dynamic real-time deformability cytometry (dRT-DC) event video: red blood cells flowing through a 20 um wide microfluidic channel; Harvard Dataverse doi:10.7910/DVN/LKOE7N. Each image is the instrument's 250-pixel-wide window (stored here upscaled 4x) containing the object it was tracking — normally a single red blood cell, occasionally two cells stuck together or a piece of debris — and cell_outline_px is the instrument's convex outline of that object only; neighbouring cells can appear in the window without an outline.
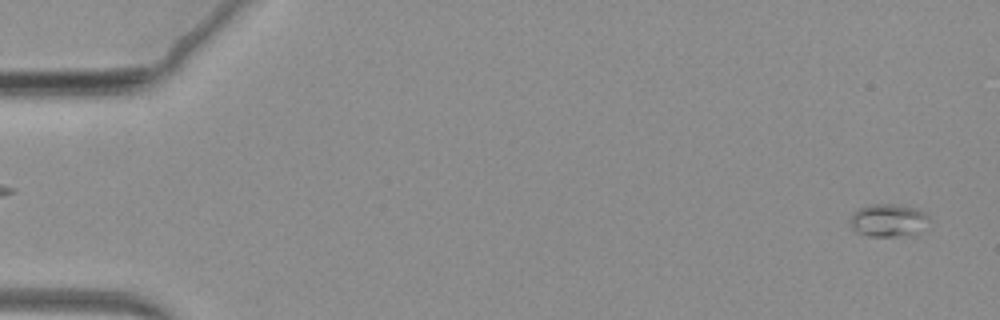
{"species": "common noctule bat (a hibernating species)", "species_latin": "Nyctalus noctula", "temperature_condition": "warm", "stored_images_in_passage": 69, "camera_frame_rate_fps": 3000, "um_per_image_px": 0.085, "animal": {"sex": "female", "body_mass_g": 19.3, "forearm_length_mm": 54.1}, "frame": {"image": 1, "passage_image": 3, "time_ms": 0.667, "image_size_px": [1000, 320], "cell_outline_px": [[932, 220], [916, 236], [868, 236], [856, 232], [852, 228], [852, 212], [860, 208], [872, 204], [892, 204], [912, 208], [924, 212]], "centroid_in_image_um": [75.57, 18.76], "position_along_channel_um": 9.4, "area_um2": 15.2}}
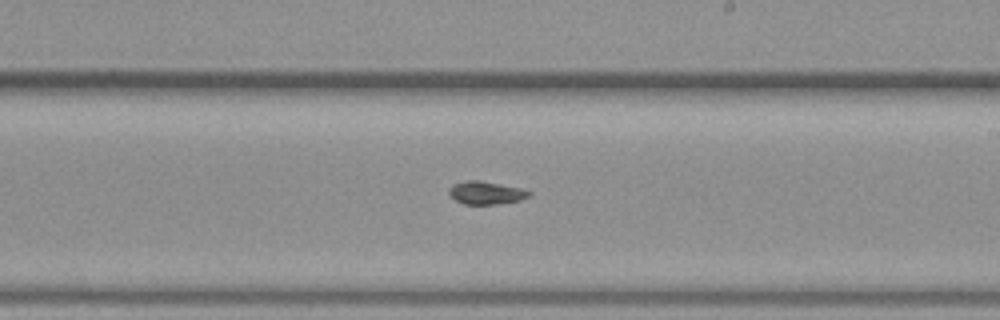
{"frame": {"image": 2, "passage_image": 41, "time_ms": 13.333, "image_size_px": [1000, 320], "cell_outline_px": [[532, 196], [520, 200], [496, 204], [464, 204], [456, 200], [448, 192], [448, 188], [452, 184], [464, 180], [480, 180], [520, 188], [532, 192]], "centroid_in_image_um": [41.31, 16.38], "position_along_channel_um": 247.7, "area_um2": 10.75}}
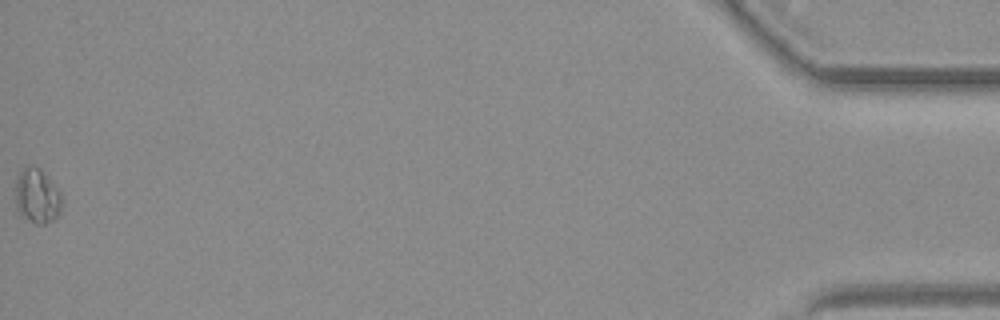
{"frame": {"image": 3, "passage_image": 69, "time_ms": 22.667, "image_size_px": [1000, 320], "cell_outline_px": [[60, 212], [52, 220], [44, 224], [36, 224], [20, 212], [16, 208], [16, 180], [20, 168], [28, 164], [32, 164], [40, 168], [60, 192]], "centroid_in_image_um": [3.12, 16.6], "position_along_channel_um": 432.1, "area_um2": 14.57}}